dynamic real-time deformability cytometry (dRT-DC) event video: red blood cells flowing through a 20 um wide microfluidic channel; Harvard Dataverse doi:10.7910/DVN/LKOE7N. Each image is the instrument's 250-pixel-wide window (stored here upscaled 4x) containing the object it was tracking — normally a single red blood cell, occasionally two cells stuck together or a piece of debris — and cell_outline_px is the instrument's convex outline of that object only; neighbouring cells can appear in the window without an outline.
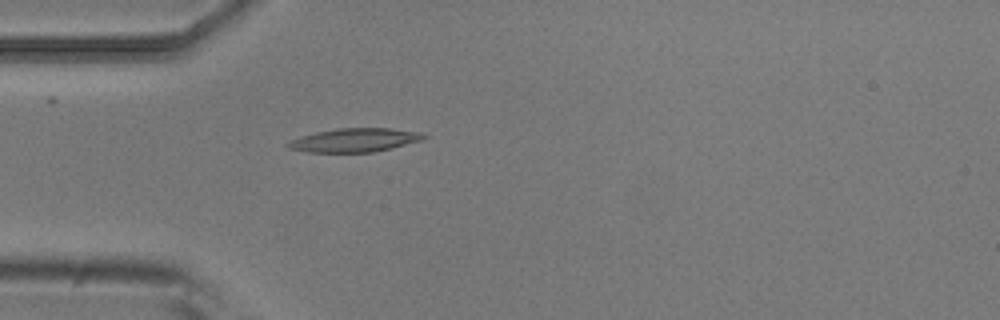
{"species": "common noctule bat (a hibernating species)", "species_latin": "Nyctalus noctula", "temperature_condition": "room temperature", "stored_images_in_passage": 4, "camera_frame_rate_fps": 3000, "um_per_image_px": 0.085, "animal": {"sex": "male", "body_mass_g": 20.5, "forearm_length_mm": 52.5}, "frame": {"image": 1, "passage_image": 4, "time_ms": 1.0, "image_size_px": [1000, 320], "cell_outline_px": [[428, 136], [424, 140], [392, 148], [372, 152], [308, 152], [288, 148], [284, 144], [300, 136], [316, 132], [336, 128], [392, 128], [424, 132]], "centroid_in_image_um": [30.2, 11.9], "position_along_channel_um": 54.8, "area_um2": 18.96}}